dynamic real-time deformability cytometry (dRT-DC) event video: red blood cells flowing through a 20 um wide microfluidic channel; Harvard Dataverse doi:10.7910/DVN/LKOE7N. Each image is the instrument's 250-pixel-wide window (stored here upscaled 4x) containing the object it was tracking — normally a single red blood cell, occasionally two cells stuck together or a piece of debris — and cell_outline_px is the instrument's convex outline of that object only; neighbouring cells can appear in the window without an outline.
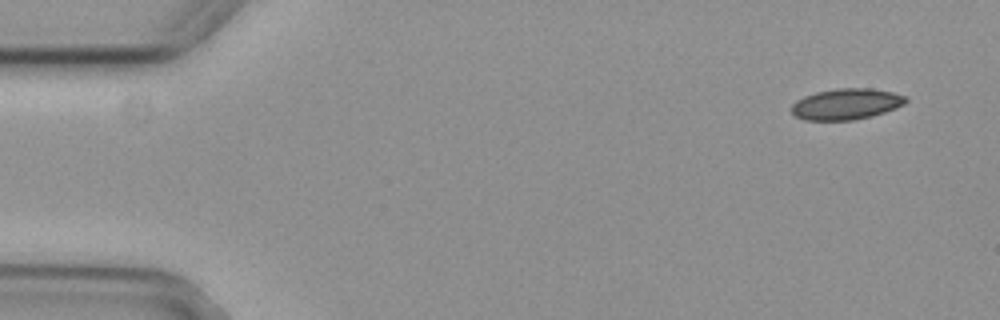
{"species": "common noctule bat (a hibernating species)", "species_latin": "Nyctalus noctula", "temperature_condition": "cold", "stored_images_in_passage": 4, "camera_frame_rate_fps": 3000, "um_per_image_px": 0.085, "animal": {"sex": "female", "body_mass_g": 29.2, "forearm_length_mm": 56.3}, "frame": {"image": 1, "passage_image": 1, "time_ms": 0.0, "image_size_px": [1000, 320], "cell_outline_px": [[908, 100], [904, 104], [896, 108], [872, 116], [852, 120], [804, 120], [796, 116], [792, 112], [792, 104], [796, 100], [804, 96], [816, 92], [836, 88], [868, 88], [892, 92], [904, 96]], "centroid_in_image_um": [71.92, 8.84], "position_along_channel_um": 13.1, "area_um2": 20.58}}